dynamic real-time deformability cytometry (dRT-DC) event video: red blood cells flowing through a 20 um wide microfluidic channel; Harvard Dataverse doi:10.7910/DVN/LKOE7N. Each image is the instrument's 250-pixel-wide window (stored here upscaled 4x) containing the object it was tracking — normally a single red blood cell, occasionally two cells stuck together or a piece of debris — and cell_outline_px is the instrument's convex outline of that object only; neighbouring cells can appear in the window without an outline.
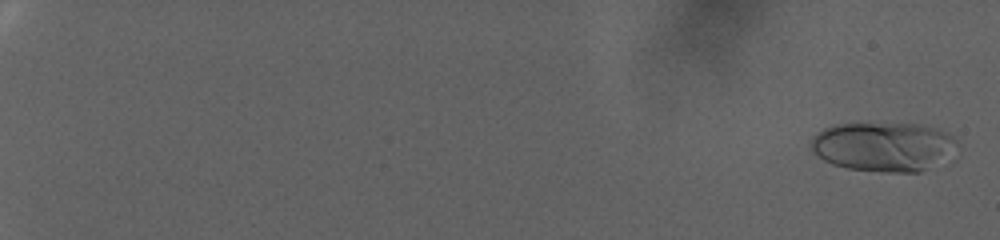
{"species": "human", "species_latin": "Homo sapiens", "temperature_condition": "warm", "stored_images_in_passage": 80, "camera_frame_rate_fps": 3000, "um_per_image_px": 0.085, "donor": {"sex": "female"}, "frame": {"image": 1, "passage_image": 3, "time_ms": 0.667, "image_size_px": [1000, 240], "cell_outline_px": [[960, 144], [920, 172], [884, 172], [848, 168], [832, 164], [824, 160], [812, 152], [812, 140], [824, 128], [836, 124], [920, 124], [944, 132], [952, 136]], "centroid_in_image_um": [75.03, 12.46], "position_along_channel_um": 10.0, "area_um2": 40.86}}
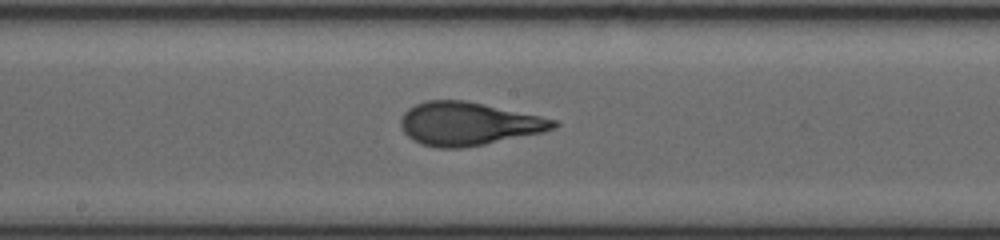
{"frame": {"image": 2, "passage_image": 50, "time_ms": 16.333, "image_size_px": [1000, 240], "cell_outline_px": [[560, 124], [544, 132], [484, 144], [460, 148], [436, 148], [420, 144], [412, 140], [404, 132], [400, 124], [400, 120], [404, 112], [408, 108], [424, 100], [464, 100], [484, 104], [540, 116], [556, 120]], "centroid_in_image_um": [39.77, 10.52], "position_along_channel_um": 208.4, "area_um2": 38.38}}
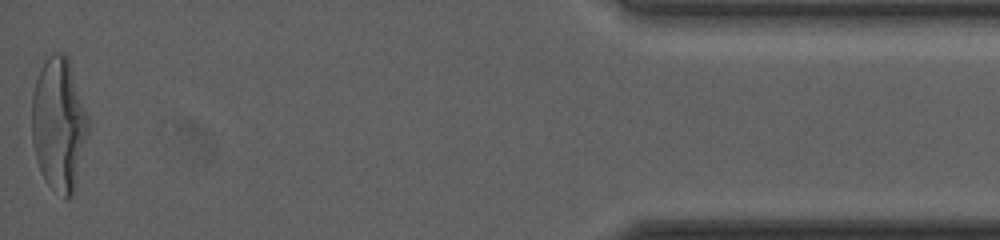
{"frame": {"image": 3, "passage_image": 80, "time_ms": 26.333, "image_size_px": [1000, 240], "cell_outline_px": [[88, 132], [72, 196], [68, 200], [64, 200], [44, 180], [40, 172], [36, 160], [32, 140], [32, 92], [44, 52], [64, 52], [68, 56], [88, 116]], "centroid_in_image_um": [4.97, 10.49], "position_along_channel_um": 430.2, "area_um2": 44.39}, "authors_computed_cell_mechanics": {"area_um2": 37.3388, "velocity_mm_per_s": 2.8482, "shape_relaxation_time_tau1_ms": 7.4636, "shape_relaxation_time_tau2_ms": null, "deformation_change_tau1": 0.2623, "deformation_change_tau2": null}}